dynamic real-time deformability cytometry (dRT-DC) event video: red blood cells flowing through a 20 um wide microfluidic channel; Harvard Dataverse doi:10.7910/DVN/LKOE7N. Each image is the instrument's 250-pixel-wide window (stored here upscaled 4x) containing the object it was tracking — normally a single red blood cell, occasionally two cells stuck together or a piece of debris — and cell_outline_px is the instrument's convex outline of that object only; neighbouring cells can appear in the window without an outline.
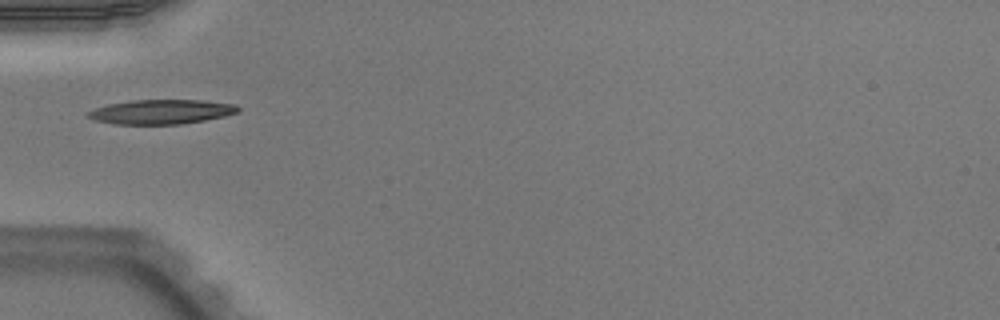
{"species": "Egyptian fruit bat (a non-hibernating species)", "species_latin": "Rousettus aegyptiacus", "temperature_condition": "warm", "stored_images_in_passage": 22, "camera_frame_rate_fps": 3000, "um_per_image_px": 0.085, "animal": {"sex": "male"}, "frame": {"image": 1, "passage_image": 1, "time_ms": 0.0, "image_size_px": [1000, 320], "cell_outline_px": [[240, 112], [224, 116], [204, 120], [180, 124], [116, 124], [96, 120], [88, 116], [88, 112], [96, 108], [108, 104], [132, 100], [204, 100], [236, 104], [240, 108]], "centroid_in_image_um": [13.77, 9.49], "position_along_channel_um": 71.2, "area_um2": 21.27}}
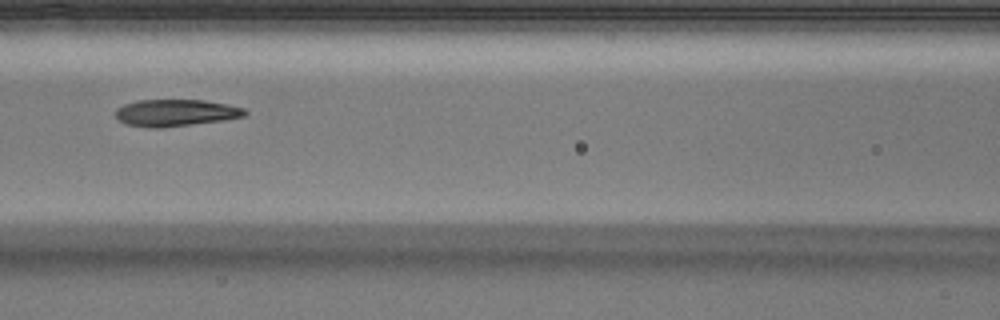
{"frame": {"image": 2, "passage_image": 7, "time_ms": 2.0, "image_size_px": [1000, 320], "cell_outline_px": [[248, 112], [244, 116], [224, 120], [160, 128], [148, 128], [124, 124], [116, 116], [116, 108], [124, 104], [136, 100], [204, 100], [244, 108]], "centroid_in_image_um": [14.89, 9.59], "position_along_channel_um": 151.7, "area_um2": 20.23}}
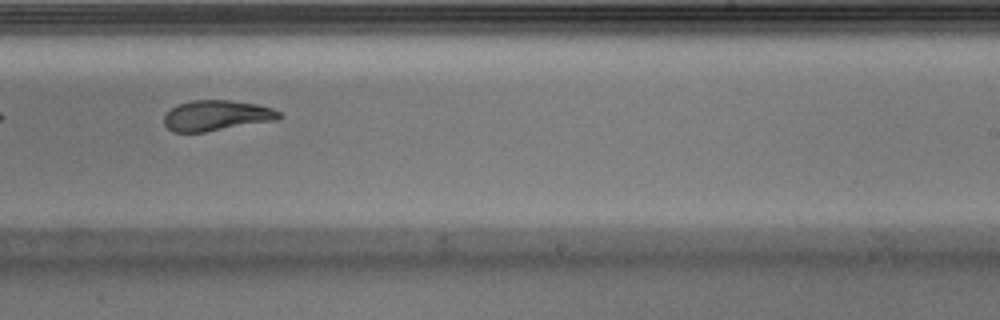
{"frame": {"image": 3, "passage_image": 16, "time_ms": 5.0, "image_size_px": [1000, 320], "cell_outline_px": [[284, 116], [280, 120], [204, 132], [172, 132], [164, 124], [164, 116], [176, 104], [192, 100], [228, 100], [256, 104], [272, 108], [280, 112]], "centroid_in_image_um": [18.44, 9.82], "position_along_channel_um": 270.6, "area_um2": 20.63}}